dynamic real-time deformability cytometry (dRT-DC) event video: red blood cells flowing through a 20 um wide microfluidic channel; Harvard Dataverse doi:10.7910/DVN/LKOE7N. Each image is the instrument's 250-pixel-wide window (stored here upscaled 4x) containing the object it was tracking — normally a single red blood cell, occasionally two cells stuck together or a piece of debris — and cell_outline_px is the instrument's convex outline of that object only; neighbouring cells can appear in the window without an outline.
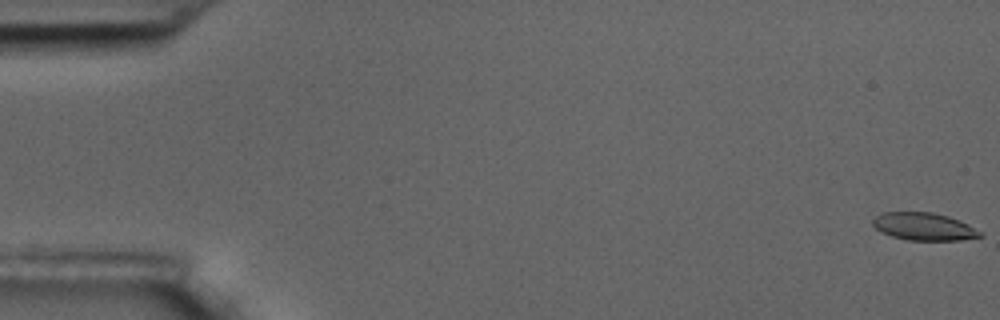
{"species": "common noctule bat (a hibernating species)", "species_latin": "Nyctalus noctula", "temperature_condition": "room temperature", "stored_images_in_passage": 61, "camera_frame_rate_fps": 3000, "um_per_image_px": 0.085, "animal": {"sex": "male", "body_mass_g": 17.5, "forearm_length_mm": 52.3}, "frame": {"image": 1, "passage_image": 1, "time_ms": 0.0, "image_size_px": [1000, 320], "cell_outline_px": [[984, 236], [960, 240], [908, 240], [892, 236], [876, 228], [872, 224], [872, 220], [876, 216], [884, 212], [932, 212], [948, 216], [968, 224], [980, 232]], "centroid_in_image_um": [78.53, 19.25], "position_along_channel_um": 6.5, "area_um2": 17.05}}
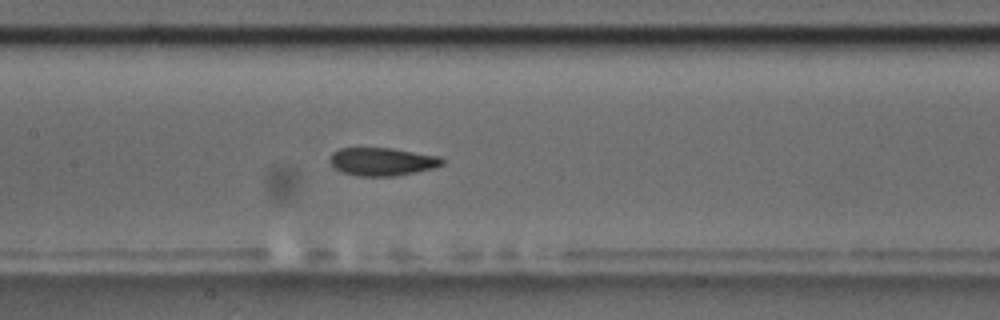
{"frame": {"image": 2, "passage_image": 29, "time_ms": 9.333, "image_size_px": [1000, 320], "cell_outline_px": [[444, 164], [432, 168], [416, 172], [396, 176], [356, 176], [344, 172], [336, 168], [332, 164], [332, 152], [340, 148], [392, 148], [440, 156], [444, 160]], "centroid_in_image_um": [32.53, 13.73], "position_along_channel_um": 174.9, "area_um2": 18.21}}
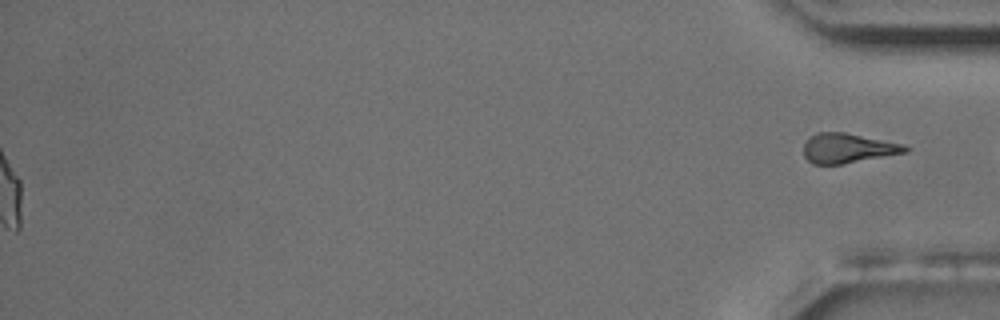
{"frame": {"image": 3, "passage_image": 61, "time_ms": 20.0, "image_size_px": [1000, 320], "cell_outline_px": [[908, 152], [840, 164], [812, 164], [804, 156], [804, 144], [816, 132], [844, 132], [900, 144], [908, 148]], "centroid_in_image_um": [72.01, 12.6], "position_along_channel_um": 363.2, "area_um2": 17.11}, "authors_computed_cell_mechanics": {"area_um2": 18.6116, "velocity_mm_per_s": 3.4316, "shape_relaxation_time_tau1_ms": 5.2259, "shape_relaxation_time_tau2_ms": 2.1927, "deformation_change_tau1": 0.1529, "deformation_change_tau2": 0.0882}}